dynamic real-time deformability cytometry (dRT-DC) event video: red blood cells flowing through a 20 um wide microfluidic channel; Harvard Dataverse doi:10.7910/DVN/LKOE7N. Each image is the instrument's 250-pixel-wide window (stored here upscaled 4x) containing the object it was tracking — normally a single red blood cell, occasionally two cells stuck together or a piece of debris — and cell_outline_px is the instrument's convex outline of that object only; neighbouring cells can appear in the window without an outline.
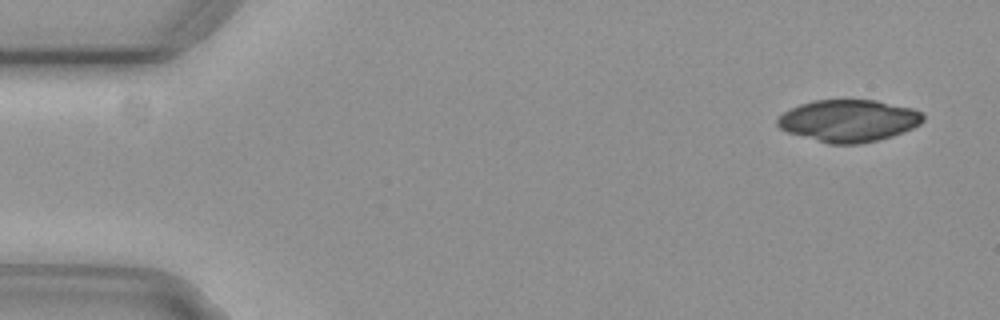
{"species": "common noctule bat (a hibernating species)", "species_latin": "Nyctalus noctula", "temperature_condition": "cold", "stored_images_in_passage": 33, "camera_frame_rate_fps": 3000, "um_per_image_px": 0.085, "animal": {"sex": "female", "body_mass_g": 29.2, "forearm_length_mm": 56.3}, "frame": {"image": 1, "passage_image": 1, "time_ms": 0.0, "image_size_px": [1000, 320], "cell_outline_px": [[924, 120], [920, 124], [912, 128], [892, 136], [876, 140], [856, 144], [828, 144], [788, 132], [780, 128], [776, 124], [776, 120], [788, 108], [812, 100], [876, 100], [912, 108], [924, 112]], "centroid_in_image_um": [72.13, 10.25], "position_along_channel_um": 12.9, "area_um2": 35.78}}
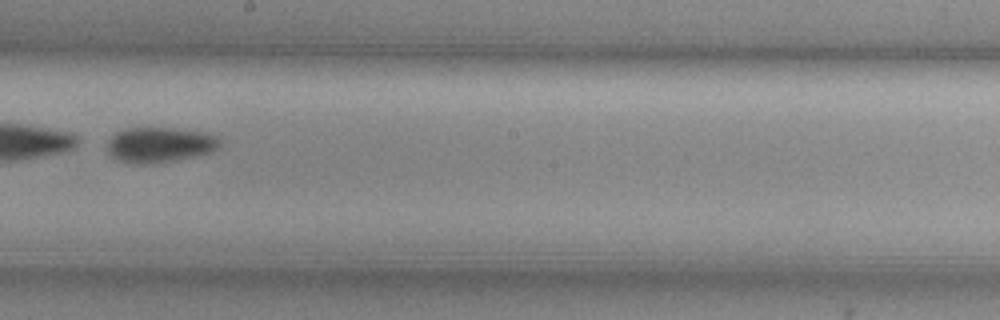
{"frame": {"image": 2, "passage_image": 29, "time_ms": 9.333, "image_size_px": [1000, 320], "cell_outline_px": [[220, 148], [212, 152], [176, 160], [144, 164], [132, 164], [120, 160], [112, 156], [108, 148], [108, 140], [116, 132], [128, 128], [172, 128], [204, 132], [216, 136], [220, 140]], "centroid_in_image_um": [13.61, 12.3], "position_along_channel_um": 234.6, "area_um2": 23.0}}